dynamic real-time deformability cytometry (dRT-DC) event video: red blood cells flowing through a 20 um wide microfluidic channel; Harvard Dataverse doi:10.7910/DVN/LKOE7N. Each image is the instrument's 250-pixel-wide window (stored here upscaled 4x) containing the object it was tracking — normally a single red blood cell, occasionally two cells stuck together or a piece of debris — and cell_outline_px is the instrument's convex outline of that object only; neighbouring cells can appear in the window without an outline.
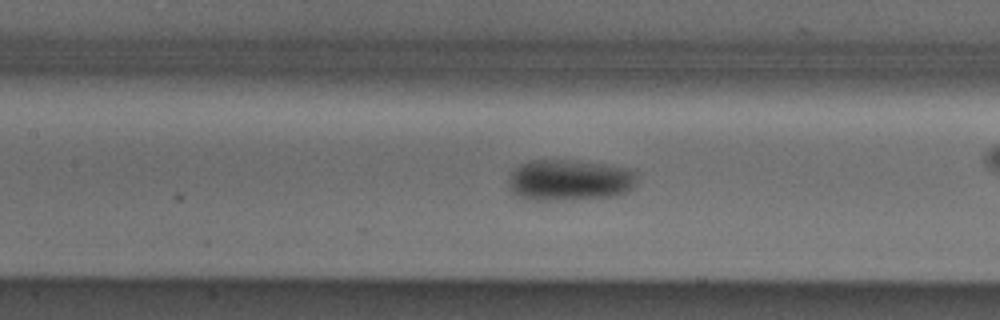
{"species": "Egyptian fruit bat (a non-hibernating species)", "species_latin": "Rousettus aegyptiacus", "temperature_condition": "cold", "stored_images_in_passage": 53, "camera_frame_rate_fps": 3000, "um_per_image_px": 0.085, "animal": {"sex": "male"}, "frame": {"image": 1, "passage_image": 23, "time_ms": 7.333, "image_size_px": [1000, 320], "cell_outline_px": [[636, 184], [628, 192], [612, 196], [576, 200], [528, 200], [516, 196], [508, 188], [508, 180], [512, 172], [520, 164], [528, 160], [576, 160], [608, 164], [636, 168]], "centroid_in_image_um": [48.44, 15.31], "position_along_channel_um": 159.0, "area_um2": 31.73}}
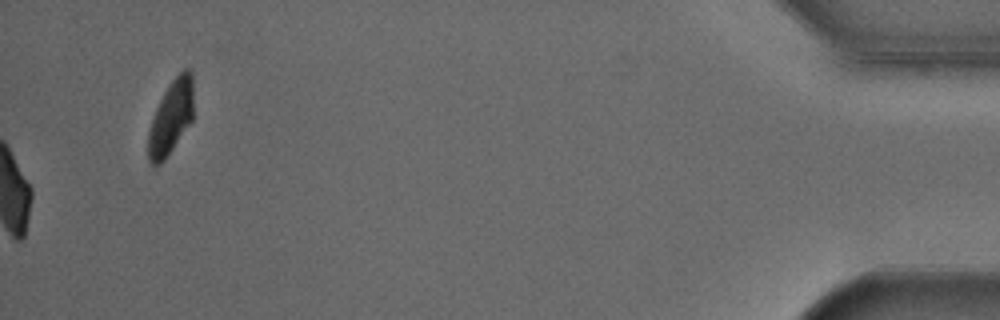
{"frame": {"image": 2, "passage_image": 53, "time_ms": 17.333, "image_size_px": [1000, 320], "cell_outline_px": [[192, 120], [164, 160], [160, 164], [152, 164], [148, 160], [148, 132], [156, 108], [168, 84], [184, 68], [188, 68], [192, 72]], "centroid_in_image_um": [14.52, 9.95], "position_along_channel_um": 420.7, "area_um2": 19.13}, "authors_computed_cell_mechanics": {"area_um2": 26.8192, "velocity_mm_per_s": 3.8585, "shape_relaxation_time_tau1_ms": 4.3405, "shape_relaxation_time_tau2_ms": null, "deformation_change_tau1": 0.0931, "deformation_change_tau2": null}}